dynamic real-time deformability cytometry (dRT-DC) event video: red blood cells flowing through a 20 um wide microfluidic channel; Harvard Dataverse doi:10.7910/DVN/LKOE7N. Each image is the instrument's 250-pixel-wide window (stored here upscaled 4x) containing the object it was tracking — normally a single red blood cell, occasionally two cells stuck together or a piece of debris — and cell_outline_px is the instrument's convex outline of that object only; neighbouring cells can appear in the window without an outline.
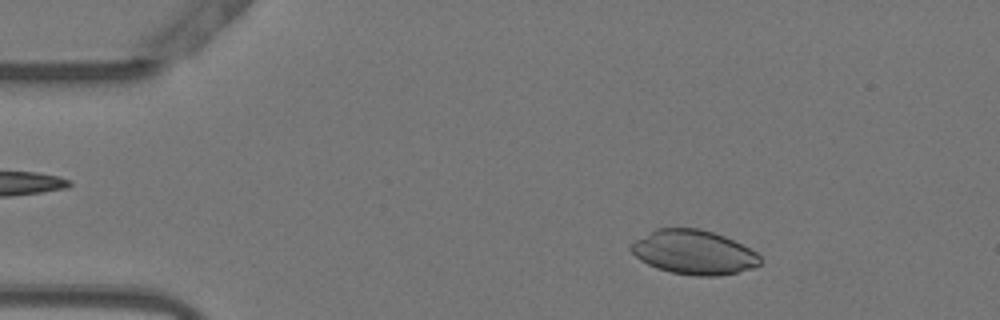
{"species": "Egyptian fruit bat (a non-hibernating species)", "species_latin": "Rousettus aegyptiacus", "temperature_condition": "warm", "stored_images_in_passage": 41, "segment_of_instrument_passage": [1, 2], "camera_frame_rate_fps": 3000, "um_per_image_px": 0.085, "animal": {"sex": "female"}, "frame": {"image": 1, "passage_image": 7, "time_ms": 2.0, "image_size_px": [1000, 320], "cell_outline_px": [[760, 264], [752, 268], [736, 272], [716, 276], [696, 276], [672, 272], [656, 268], [640, 260], [628, 248], [636, 240], [656, 228], [700, 228], [724, 236], [756, 252], [760, 256]], "centroid_in_image_um": [58.95, 21.44], "position_along_channel_um": 26.1, "area_um2": 32.95}}